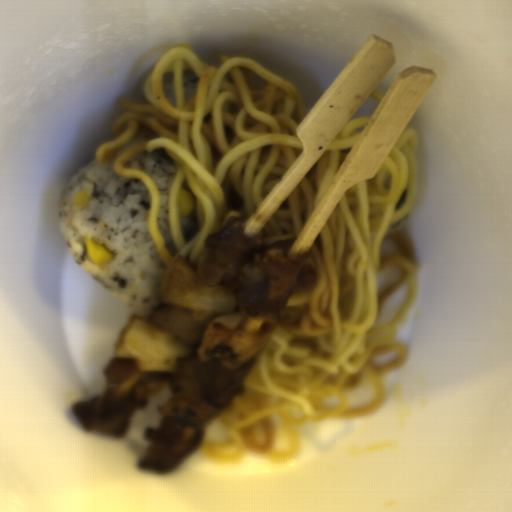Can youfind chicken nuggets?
<instances>
[{
    "instance_id": "90cb4de2",
    "label": "chicken nuggets",
    "mask_w": 512,
    "mask_h": 512,
    "mask_svg": "<svg viewBox=\"0 0 512 512\" xmlns=\"http://www.w3.org/2000/svg\"><path fill=\"white\" fill-rule=\"evenodd\" d=\"M145 322L189 347L190 354L177 358L173 371L161 372H144L133 358L115 356L103 368L102 394L78 399L72 409L87 431L121 437L135 411L148 408L149 396L168 387L170 395L158 410L162 421L158 429L146 427L144 437L152 444L139 462L166 472L200 441L205 422L243 396L256 359L236 370L219 361H200L204 324L175 305L157 307Z\"/></svg>"
},
{
    "instance_id": "f4ed5422",
    "label": "chicken nuggets",
    "mask_w": 512,
    "mask_h": 512,
    "mask_svg": "<svg viewBox=\"0 0 512 512\" xmlns=\"http://www.w3.org/2000/svg\"><path fill=\"white\" fill-rule=\"evenodd\" d=\"M294 241L266 243L264 235L248 237L241 217H229L206 237L196 272L207 286L233 295L242 316L293 326L303 315L288 306L290 299L319 283L314 260L290 255Z\"/></svg>"
}]
</instances>
